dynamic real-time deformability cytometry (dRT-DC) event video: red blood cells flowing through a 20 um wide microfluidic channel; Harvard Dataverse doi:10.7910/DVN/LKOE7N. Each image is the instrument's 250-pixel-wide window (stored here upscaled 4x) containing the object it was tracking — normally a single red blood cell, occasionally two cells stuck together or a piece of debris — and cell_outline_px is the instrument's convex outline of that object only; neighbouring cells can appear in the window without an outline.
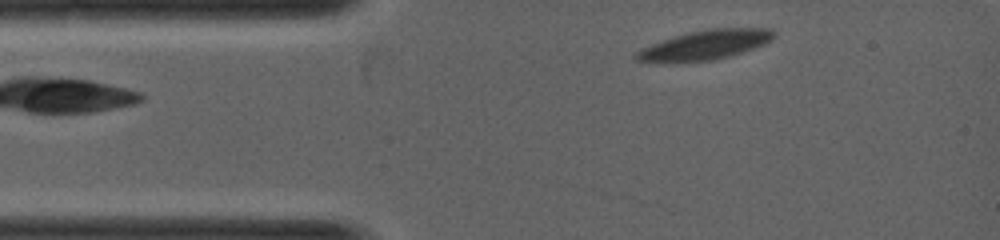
{"species": "common noctule bat (a hibernating species)", "species_latin": "Nyctalus noctula", "temperature_condition": "warm", "stored_images_in_passage": 33, "camera_frame_rate_fps": 5000, "um_per_image_px": 0.085, "animal": {"sex": "female", "body_mass_g": 19.0, "forearm_length_mm": 53.3}, "frame": {"image": 1, "passage_image": 3, "time_ms": 0.4, "image_size_px": [1000, 240], "cell_outline_px": [[776, 36], [772, 40], [764, 44], [728, 56], [712, 60], [652, 64], [636, 60], [632, 56], [636, 52], [652, 44], [688, 32], [704, 28], [772, 28], [776, 32]], "centroid_in_image_um": [59.9, 3.83], "position_along_channel_um": 25.1, "area_um2": 23.87}}
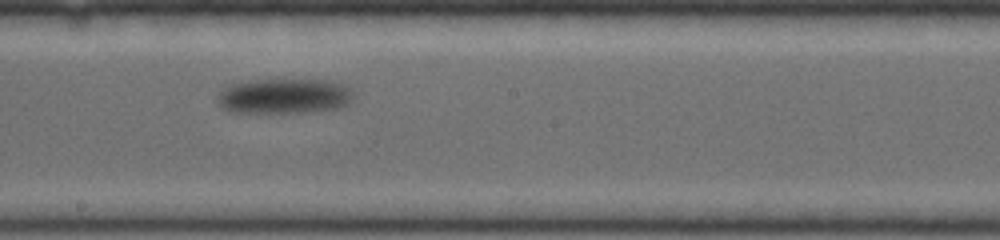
{"frame": {"image": 2, "passage_image": 19, "time_ms": 3.6, "image_size_px": [1000, 240], "cell_outline_px": [[356, 96], [348, 104], [340, 108], [304, 112], [228, 112], [220, 108], [216, 96], [224, 88], [232, 84], [248, 80], [332, 80], [348, 88]], "centroid_in_image_um": [24.14, 8.17], "position_along_channel_um": 224.1, "area_um2": 27.98}}
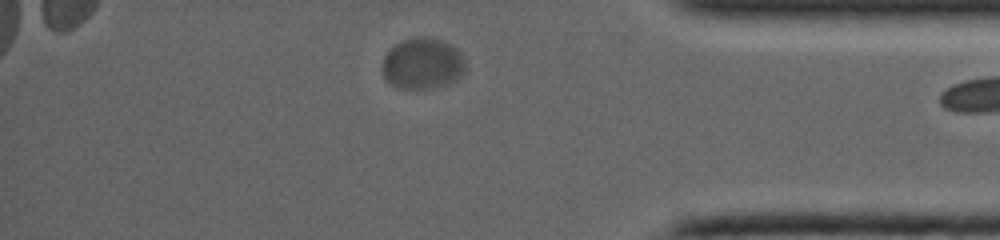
{"frame": {"image": 3, "passage_image": 32, "time_ms": 6.2, "image_size_px": [1000, 240], "cell_outline_px": [[464, 72], [456, 80], [432, 88], [400, 88], [392, 84], [384, 76], [384, 56], [396, 44], [404, 40], [420, 36], [428, 36], [440, 40], [456, 48], [460, 52], [464, 60]], "centroid_in_image_um": [35.94, 5.39], "position_along_channel_um": 399.3, "area_um2": 24.22}}